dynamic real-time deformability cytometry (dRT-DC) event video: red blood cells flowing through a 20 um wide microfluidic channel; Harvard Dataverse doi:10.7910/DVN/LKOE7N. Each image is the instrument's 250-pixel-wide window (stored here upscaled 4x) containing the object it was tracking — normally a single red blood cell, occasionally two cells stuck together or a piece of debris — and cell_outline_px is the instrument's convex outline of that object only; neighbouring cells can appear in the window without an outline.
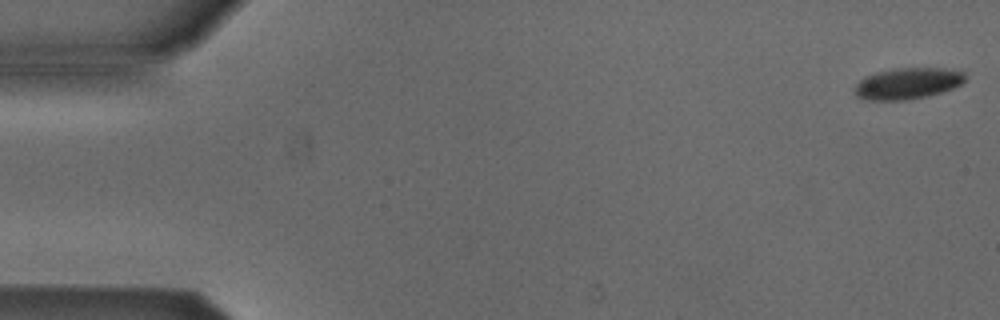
{"species": "Egyptian fruit bat (a non-hibernating species)", "species_latin": "Rousettus aegyptiacus", "temperature_condition": "cold", "stored_images_in_passage": 3, "camera_frame_rate_fps": 3000, "um_per_image_px": 0.085, "animal": {"sex": "male"}, "frame": {"image": 1, "passage_image": 1, "time_ms": 0.0, "image_size_px": [1000, 320], "cell_outline_px": [[964, 80], [960, 84], [952, 88], [940, 92], [924, 96], [904, 100], [868, 100], [856, 96], [856, 84], [864, 76], [896, 68], [940, 68], [964, 72]], "centroid_in_image_um": [77.12, 7.09], "position_along_channel_um": 7.9, "area_um2": 19.65}}